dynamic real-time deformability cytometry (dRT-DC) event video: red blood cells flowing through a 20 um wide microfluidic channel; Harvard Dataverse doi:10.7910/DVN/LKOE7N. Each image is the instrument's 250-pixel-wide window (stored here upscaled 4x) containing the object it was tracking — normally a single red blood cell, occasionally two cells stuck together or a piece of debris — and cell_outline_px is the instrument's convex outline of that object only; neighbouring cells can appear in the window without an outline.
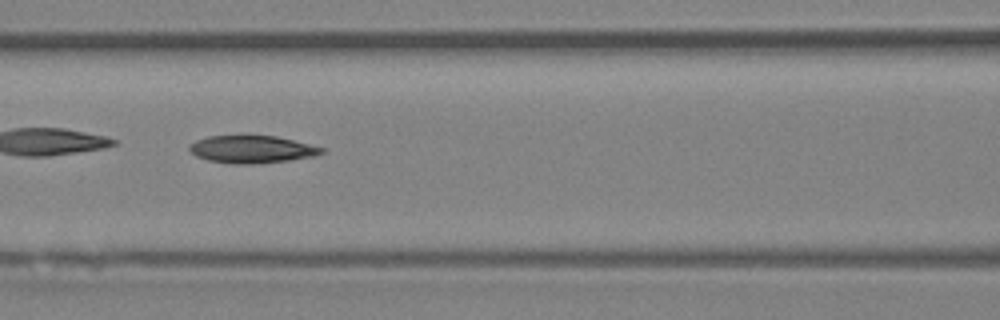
{"species": "Egyptian fruit bat (a non-hibernating species)", "species_latin": "Rousettus aegyptiacus", "temperature_condition": "room temperature", "stored_images_in_passage": 48, "camera_frame_rate_fps": 3000, "um_per_image_px": 0.085, "animal": {"sex": "female"}, "frame": {"image": 1, "passage_image": 21, "time_ms": 6.667, "image_size_px": [1000, 320], "cell_outline_px": [[324, 152], [316, 156], [288, 160], [252, 164], [232, 164], [208, 160], [196, 156], [188, 148], [188, 144], [196, 140], [208, 136], [276, 136], [324, 148]], "centroid_in_image_um": [21.38, 12.69], "position_along_channel_um": 145.2, "area_um2": 21.04}}